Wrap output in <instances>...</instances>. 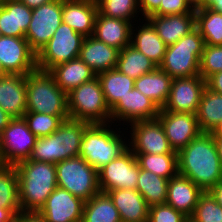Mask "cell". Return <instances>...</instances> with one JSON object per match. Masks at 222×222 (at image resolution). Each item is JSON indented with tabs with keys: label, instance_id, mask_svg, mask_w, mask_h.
Listing matches in <instances>:
<instances>
[{
	"label": "cell",
	"instance_id": "6da1fadb",
	"mask_svg": "<svg viewBox=\"0 0 222 222\" xmlns=\"http://www.w3.org/2000/svg\"><path fill=\"white\" fill-rule=\"evenodd\" d=\"M178 174L208 192L222 180V164L211 132H201L177 152Z\"/></svg>",
	"mask_w": 222,
	"mask_h": 222
},
{
	"label": "cell",
	"instance_id": "7a4b0ae2",
	"mask_svg": "<svg viewBox=\"0 0 222 222\" xmlns=\"http://www.w3.org/2000/svg\"><path fill=\"white\" fill-rule=\"evenodd\" d=\"M118 128L112 122L89 124L84 130L79 156L97 171L119 157L129 147L126 128Z\"/></svg>",
	"mask_w": 222,
	"mask_h": 222
},
{
	"label": "cell",
	"instance_id": "3957f363",
	"mask_svg": "<svg viewBox=\"0 0 222 222\" xmlns=\"http://www.w3.org/2000/svg\"><path fill=\"white\" fill-rule=\"evenodd\" d=\"M15 167L21 211L39 212L57 187L55 164L25 160Z\"/></svg>",
	"mask_w": 222,
	"mask_h": 222
},
{
	"label": "cell",
	"instance_id": "277c9868",
	"mask_svg": "<svg viewBox=\"0 0 222 222\" xmlns=\"http://www.w3.org/2000/svg\"><path fill=\"white\" fill-rule=\"evenodd\" d=\"M90 123L68 118L51 135L36 139L28 160L56 164L79 156L84 130Z\"/></svg>",
	"mask_w": 222,
	"mask_h": 222
},
{
	"label": "cell",
	"instance_id": "5b68a950",
	"mask_svg": "<svg viewBox=\"0 0 222 222\" xmlns=\"http://www.w3.org/2000/svg\"><path fill=\"white\" fill-rule=\"evenodd\" d=\"M26 111L69 118L67 93L48 71L36 69L26 75Z\"/></svg>",
	"mask_w": 222,
	"mask_h": 222
},
{
	"label": "cell",
	"instance_id": "8992f818",
	"mask_svg": "<svg viewBox=\"0 0 222 222\" xmlns=\"http://www.w3.org/2000/svg\"><path fill=\"white\" fill-rule=\"evenodd\" d=\"M204 47L205 41L195 27L175 44L167 46L159 68L172 78L200 75V59Z\"/></svg>",
	"mask_w": 222,
	"mask_h": 222
},
{
	"label": "cell",
	"instance_id": "52a82bcc",
	"mask_svg": "<svg viewBox=\"0 0 222 222\" xmlns=\"http://www.w3.org/2000/svg\"><path fill=\"white\" fill-rule=\"evenodd\" d=\"M69 118L93 123H110L109 109L102 86L96 77L67 94Z\"/></svg>",
	"mask_w": 222,
	"mask_h": 222
},
{
	"label": "cell",
	"instance_id": "ba28073f",
	"mask_svg": "<svg viewBox=\"0 0 222 222\" xmlns=\"http://www.w3.org/2000/svg\"><path fill=\"white\" fill-rule=\"evenodd\" d=\"M57 187L88 201L100 193L98 171L81 156L65 159L55 164Z\"/></svg>",
	"mask_w": 222,
	"mask_h": 222
},
{
	"label": "cell",
	"instance_id": "9c48e42d",
	"mask_svg": "<svg viewBox=\"0 0 222 222\" xmlns=\"http://www.w3.org/2000/svg\"><path fill=\"white\" fill-rule=\"evenodd\" d=\"M85 37L62 22L53 37L36 55L37 69L50 71L53 67L78 58Z\"/></svg>",
	"mask_w": 222,
	"mask_h": 222
},
{
	"label": "cell",
	"instance_id": "30bf717a",
	"mask_svg": "<svg viewBox=\"0 0 222 222\" xmlns=\"http://www.w3.org/2000/svg\"><path fill=\"white\" fill-rule=\"evenodd\" d=\"M37 137L30 131L24 118H13L0 134L2 165L16 166L28 160Z\"/></svg>",
	"mask_w": 222,
	"mask_h": 222
},
{
	"label": "cell",
	"instance_id": "8fae6325",
	"mask_svg": "<svg viewBox=\"0 0 222 222\" xmlns=\"http://www.w3.org/2000/svg\"><path fill=\"white\" fill-rule=\"evenodd\" d=\"M125 128L128 134V147L132 153H177L171 147L165 131L157 118L153 120L136 121Z\"/></svg>",
	"mask_w": 222,
	"mask_h": 222
},
{
	"label": "cell",
	"instance_id": "7c38bea8",
	"mask_svg": "<svg viewBox=\"0 0 222 222\" xmlns=\"http://www.w3.org/2000/svg\"><path fill=\"white\" fill-rule=\"evenodd\" d=\"M62 23V0H53L32 9L31 22L25 34L29 47L37 55Z\"/></svg>",
	"mask_w": 222,
	"mask_h": 222
},
{
	"label": "cell",
	"instance_id": "4fadbf2b",
	"mask_svg": "<svg viewBox=\"0 0 222 222\" xmlns=\"http://www.w3.org/2000/svg\"><path fill=\"white\" fill-rule=\"evenodd\" d=\"M139 168L136 156L128 148L98 171L100 191L136 189Z\"/></svg>",
	"mask_w": 222,
	"mask_h": 222
},
{
	"label": "cell",
	"instance_id": "5bb4252c",
	"mask_svg": "<svg viewBox=\"0 0 222 222\" xmlns=\"http://www.w3.org/2000/svg\"><path fill=\"white\" fill-rule=\"evenodd\" d=\"M205 87L206 80L201 75L173 78L168 100L162 110L197 114Z\"/></svg>",
	"mask_w": 222,
	"mask_h": 222
},
{
	"label": "cell",
	"instance_id": "9a60e30c",
	"mask_svg": "<svg viewBox=\"0 0 222 222\" xmlns=\"http://www.w3.org/2000/svg\"><path fill=\"white\" fill-rule=\"evenodd\" d=\"M159 112L156 103L134 87L111 109V122L124 128L136 121L156 119Z\"/></svg>",
	"mask_w": 222,
	"mask_h": 222
},
{
	"label": "cell",
	"instance_id": "2e32d148",
	"mask_svg": "<svg viewBox=\"0 0 222 222\" xmlns=\"http://www.w3.org/2000/svg\"><path fill=\"white\" fill-rule=\"evenodd\" d=\"M0 61L8 74L27 75L37 69L36 54L24 37H0Z\"/></svg>",
	"mask_w": 222,
	"mask_h": 222
},
{
	"label": "cell",
	"instance_id": "e0dca14e",
	"mask_svg": "<svg viewBox=\"0 0 222 222\" xmlns=\"http://www.w3.org/2000/svg\"><path fill=\"white\" fill-rule=\"evenodd\" d=\"M157 119L164 129L171 147L176 152L186 147L202 132L196 114L169 112L160 109Z\"/></svg>",
	"mask_w": 222,
	"mask_h": 222
},
{
	"label": "cell",
	"instance_id": "ac0fdd59",
	"mask_svg": "<svg viewBox=\"0 0 222 222\" xmlns=\"http://www.w3.org/2000/svg\"><path fill=\"white\" fill-rule=\"evenodd\" d=\"M84 202L68 190L56 187L39 213L47 222H81Z\"/></svg>",
	"mask_w": 222,
	"mask_h": 222
},
{
	"label": "cell",
	"instance_id": "d6986e66",
	"mask_svg": "<svg viewBox=\"0 0 222 222\" xmlns=\"http://www.w3.org/2000/svg\"><path fill=\"white\" fill-rule=\"evenodd\" d=\"M146 20L153 26L163 42L169 46L195 28V10L176 15H150Z\"/></svg>",
	"mask_w": 222,
	"mask_h": 222
},
{
	"label": "cell",
	"instance_id": "ffe728a7",
	"mask_svg": "<svg viewBox=\"0 0 222 222\" xmlns=\"http://www.w3.org/2000/svg\"><path fill=\"white\" fill-rule=\"evenodd\" d=\"M203 192L192 180L177 174L168 182L165 203L189 218Z\"/></svg>",
	"mask_w": 222,
	"mask_h": 222
},
{
	"label": "cell",
	"instance_id": "44dd1931",
	"mask_svg": "<svg viewBox=\"0 0 222 222\" xmlns=\"http://www.w3.org/2000/svg\"><path fill=\"white\" fill-rule=\"evenodd\" d=\"M98 6L88 0H62V22L84 37L93 36Z\"/></svg>",
	"mask_w": 222,
	"mask_h": 222
},
{
	"label": "cell",
	"instance_id": "7402d4cb",
	"mask_svg": "<svg viewBox=\"0 0 222 222\" xmlns=\"http://www.w3.org/2000/svg\"><path fill=\"white\" fill-rule=\"evenodd\" d=\"M0 107L13 118L26 113V75L8 74L0 78Z\"/></svg>",
	"mask_w": 222,
	"mask_h": 222
},
{
	"label": "cell",
	"instance_id": "603a6c76",
	"mask_svg": "<svg viewBox=\"0 0 222 222\" xmlns=\"http://www.w3.org/2000/svg\"><path fill=\"white\" fill-rule=\"evenodd\" d=\"M119 54V49L106 45L94 36H88L83 40L79 58L97 75L116 68Z\"/></svg>",
	"mask_w": 222,
	"mask_h": 222
},
{
	"label": "cell",
	"instance_id": "cb8c5ba5",
	"mask_svg": "<svg viewBox=\"0 0 222 222\" xmlns=\"http://www.w3.org/2000/svg\"><path fill=\"white\" fill-rule=\"evenodd\" d=\"M130 45L147 56L158 67L164 59L167 48V45L146 19L132 24Z\"/></svg>",
	"mask_w": 222,
	"mask_h": 222
},
{
	"label": "cell",
	"instance_id": "d4e9b609",
	"mask_svg": "<svg viewBox=\"0 0 222 222\" xmlns=\"http://www.w3.org/2000/svg\"><path fill=\"white\" fill-rule=\"evenodd\" d=\"M131 28L129 21L106 17L98 12L93 36L108 46L122 50L130 45Z\"/></svg>",
	"mask_w": 222,
	"mask_h": 222
},
{
	"label": "cell",
	"instance_id": "484cf974",
	"mask_svg": "<svg viewBox=\"0 0 222 222\" xmlns=\"http://www.w3.org/2000/svg\"><path fill=\"white\" fill-rule=\"evenodd\" d=\"M107 194L119 211L121 222L148 221L149 206L136 189H115Z\"/></svg>",
	"mask_w": 222,
	"mask_h": 222
},
{
	"label": "cell",
	"instance_id": "4316f807",
	"mask_svg": "<svg viewBox=\"0 0 222 222\" xmlns=\"http://www.w3.org/2000/svg\"><path fill=\"white\" fill-rule=\"evenodd\" d=\"M31 17L32 9L21 1L3 2L0 6V29L2 35L25 37Z\"/></svg>",
	"mask_w": 222,
	"mask_h": 222
},
{
	"label": "cell",
	"instance_id": "83f0119b",
	"mask_svg": "<svg viewBox=\"0 0 222 222\" xmlns=\"http://www.w3.org/2000/svg\"><path fill=\"white\" fill-rule=\"evenodd\" d=\"M49 73L67 94L83 83L97 77L96 73L79 57L53 67Z\"/></svg>",
	"mask_w": 222,
	"mask_h": 222
},
{
	"label": "cell",
	"instance_id": "f1b7e54d",
	"mask_svg": "<svg viewBox=\"0 0 222 222\" xmlns=\"http://www.w3.org/2000/svg\"><path fill=\"white\" fill-rule=\"evenodd\" d=\"M172 79L171 76L157 67L153 72L143 74L135 79L134 87L162 109L168 100Z\"/></svg>",
	"mask_w": 222,
	"mask_h": 222
},
{
	"label": "cell",
	"instance_id": "f546056e",
	"mask_svg": "<svg viewBox=\"0 0 222 222\" xmlns=\"http://www.w3.org/2000/svg\"><path fill=\"white\" fill-rule=\"evenodd\" d=\"M97 78L110 110L134 88L135 84V79L124 75L117 68L98 73Z\"/></svg>",
	"mask_w": 222,
	"mask_h": 222
},
{
	"label": "cell",
	"instance_id": "4dcf8cb0",
	"mask_svg": "<svg viewBox=\"0 0 222 222\" xmlns=\"http://www.w3.org/2000/svg\"><path fill=\"white\" fill-rule=\"evenodd\" d=\"M196 116L201 131L212 132L222 121V94L205 87Z\"/></svg>",
	"mask_w": 222,
	"mask_h": 222
},
{
	"label": "cell",
	"instance_id": "1f68e13d",
	"mask_svg": "<svg viewBox=\"0 0 222 222\" xmlns=\"http://www.w3.org/2000/svg\"><path fill=\"white\" fill-rule=\"evenodd\" d=\"M81 222H121V217L109 195L100 192L84 202Z\"/></svg>",
	"mask_w": 222,
	"mask_h": 222
},
{
	"label": "cell",
	"instance_id": "d6a6232c",
	"mask_svg": "<svg viewBox=\"0 0 222 222\" xmlns=\"http://www.w3.org/2000/svg\"><path fill=\"white\" fill-rule=\"evenodd\" d=\"M158 66L133 46L128 45L120 50L116 68L133 79L153 72Z\"/></svg>",
	"mask_w": 222,
	"mask_h": 222
},
{
	"label": "cell",
	"instance_id": "836d02e7",
	"mask_svg": "<svg viewBox=\"0 0 222 222\" xmlns=\"http://www.w3.org/2000/svg\"><path fill=\"white\" fill-rule=\"evenodd\" d=\"M169 180L139 168L136 190L144 197L147 205L164 204Z\"/></svg>",
	"mask_w": 222,
	"mask_h": 222
},
{
	"label": "cell",
	"instance_id": "e575fe53",
	"mask_svg": "<svg viewBox=\"0 0 222 222\" xmlns=\"http://www.w3.org/2000/svg\"><path fill=\"white\" fill-rule=\"evenodd\" d=\"M140 169L150 171L162 178L170 180L178 174L177 153L145 154L133 153Z\"/></svg>",
	"mask_w": 222,
	"mask_h": 222
},
{
	"label": "cell",
	"instance_id": "d590c367",
	"mask_svg": "<svg viewBox=\"0 0 222 222\" xmlns=\"http://www.w3.org/2000/svg\"><path fill=\"white\" fill-rule=\"evenodd\" d=\"M195 27L207 45H222V13L209 8L195 10Z\"/></svg>",
	"mask_w": 222,
	"mask_h": 222
},
{
	"label": "cell",
	"instance_id": "8d00e7d4",
	"mask_svg": "<svg viewBox=\"0 0 222 222\" xmlns=\"http://www.w3.org/2000/svg\"><path fill=\"white\" fill-rule=\"evenodd\" d=\"M97 6L98 12L106 17L122 19L132 24L143 19L139 9V0H102Z\"/></svg>",
	"mask_w": 222,
	"mask_h": 222
},
{
	"label": "cell",
	"instance_id": "74e56055",
	"mask_svg": "<svg viewBox=\"0 0 222 222\" xmlns=\"http://www.w3.org/2000/svg\"><path fill=\"white\" fill-rule=\"evenodd\" d=\"M0 207L20 209L16 167L0 166Z\"/></svg>",
	"mask_w": 222,
	"mask_h": 222
},
{
	"label": "cell",
	"instance_id": "f35d334b",
	"mask_svg": "<svg viewBox=\"0 0 222 222\" xmlns=\"http://www.w3.org/2000/svg\"><path fill=\"white\" fill-rule=\"evenodd\" d=\"M30 131L37 137H46L55 132L64 121L60 116L26 111L23 115Z\"/></svg>",
	"mask_w": 222,
	"mask_h": 222
},
{
	"label": "cell",
	"instance_id": "ab89813d",
	"mask_svg": "<svg viewBox=\"0 0 222 222\" xmlns=\"http://www.w3.org/2000/svg\"><path fill=\"white\" fill-rule=\"evenodd\" d=\"M189 219L193 222H222V206L209 192H203Z\"/></svg>",
	"mask_w": 222,
	"mask_h": 222
},
{
	"label": "cell",
	"instance_id": "60d3db41",
	"mask_svg": "<svg viewBox=\"0 0 222 222\" xmlns=\"http://www.w3.org/2000/svg\"><path fill=\"white\" fill-rule=\"evenodd\" d=\"M219 71H222V45L205 44L200 59L199 74L206 80Z\"/></svg>",
	"mask_w": 222,
	"mask_h": 222
},
{
	"label": "cell",
	"instance_id": "b9f144b4",
	"mask_svg": "<svg viewBox=\"0 0 222 222\" xmlns=\"http://www.w3.org/2000/svg\"><path fill=\"white\" fill-rule=\"evenodd\" d=\"M187 219L182 212L164 203L149 207L147 222H185Z\"/></svg>",
	"mask_w": 222,
	"mask_h": 222
},
{
	"label": "cell",
	"instance_id": "7bdbcfd3",
	"mask_svg": "<svg viewBox=\"0 0 222 222\" xmlns=\"http://www.w3.org/2000/svg\"><path fill=\"white\" fill-rule=\"evenodd\" d=\"M192 11L185 0H162L160 7L152 15H176Z\"/></svg>",
	"mask_w": 222,
	"mask_h": 222
},
{
	"label": "cell",
	"instance_id": "ee69618b",
	"mask_svg": "<svg viewBox=\"0 0 222 222\" xmlns=\"http://www.w3.org/2000/svg\"><path fill=\"white\" fill-rule=\"evenodd\" d=\"M162 0H139V9L142 18L146 19L152 15L161 4Z\"/></svg>",
	"mask_w": 222,
	"mask_h": 222
},
{
	"label": "cell",
	"instance_id": "f6af8a7d",
	"mask_svg": "<svg viewBox=\"0 0 222 222\" xmlns=\"http://www.w3.org/2000/svg\"><path fill=\"white\" fill-rule=\"evenodd\" d=\"M14 222H47L39 212L19 211Z\"/></svg>",
	"mask_w": 222,
	"mask_h": 222
},
{
	"label": "cell",
	"instance_id": "bcb514c9",
	"mask_svg": "<svg viewBox=\"0 0 222 222\" xmlns=\"http://www.w3.org/2000/svg\"><path fill=\"white\" fill-rule=\"evenodd\" d=\"M206 87L215 93L222 94V71L210 75L206 79Z\"/></svg>",
	"mask_w": 222,
	"mask_h": 222
},
{
	"label": "cell",
	"instance_id": "7dc6e473",
	"mask_svg": "<svg viewBox=\"0 0 222 222\" xmlns=\"http://www.w3.org/2000/svg\"><path fill=\"white\" fill-rule=\"evenodd\" d=\"M21 209H8L0 207V222H14L16 214Z\"/></svg>",
	"mask_w": 222,
	"mask_h": 222
},
{
	"label": "cell",
	"instance_id": "c3c4849f",
	"mask_svg": "<svg viewBox=\"0 0 222 222\" xmlns=\"http://www.w3.org/2000/svg\"><path fill=\"white\" fill-rule=\"evenodd\" d=\"M215 201L222 206V180L208 191Z\"/></svg>",
	"mask_w": 222,
	"mask_h": 222
},
{
	"label": "cell",
	"instance_id": "681fc988",
	"mask_svg": "<svg viewBox=\"0 0 222 222\" xmlns=\"http://www.w3.org/2000/svg\"><path fill=\"white\" fill-rule=\"evenodd\" d=\"M13 119L12 116H10L8 113L3 111L0 107V134L3 132V130L8 126L10 121Z\"/></svg>",
	"mask_w": 222,
	"mask_h": 222
},
{
	"label": "cell",
	"instance_id": "f907efd6",
	"mask_svg": "<svg viewBox=\"0 0 222 222\" xmlns=\"http://www.w3.org/2000/svg\"><path fill=\"white\" fill-rule=\"evenodd\" d=\"M53 0H21L22 3H24L28 8H37L40 7L43 4L49 3Z\"/></svg>",
	"mask_w": 222,
	"mask_h": 222
},
{
	"label": "cell",
	"instance_id": "816d5d0a",
	"mask_svg": "<svg viewBox=\"0 0 222 222\" xmlns=\"http://www.w3.org/2000/svg\"><path fill=\"white\" fill-rule=\"evenodd\" d=\"M185 1L193 10L203 8V0H185Z\"/></svg>",
	"mask_w": 222,
	"mask_h": 222
},
{
	"label": "cell",
	"instance_id": "f5cc1de1",
	"mask_svg": "<svg viewBox=\"0 0 222 222\" xmlns=\"http://www.w3.org/2000/svg\"><path fill=\"white\" fill-rule=\"evenodd\" d=\"M214 140L216 142L219 158L222 164V137H214Z\"/></svg>",
	"mask_w": 222,
	"mask_h": 222
},
{
	"label": "cell",
	"instance_id": "db71d44e",
	"mask_svg": "<svg viewBox=\"0 0 222 222\" xmlns=\"http://www.w3.org/2000/svg\"><path fill=\"white\" fill-rule=\"evenodd\" d=\"M211 134L213 135V137H222V121L216 126Z\"/></svg>",
	"mask_w": 222,
	"mask_h": 222
},
{
	"label": "cell",
	"instance_id": "11a10c76",
	"mask_svg": "<svg viewBox=\"0 0 222 222\" xmlns=\"http://www.w3.org/2000/svg\"><path fill=\"white\" fill-rule=\"evenodd\" d=\"M210 9L218 13H222V0L216 2Z\"/></svg>",
	"mask_w": 222,
	"mask_h": 222
},
{
	"label": "cell",
	"instance_id": "9f6ffc18",
	"mask_svg": "<svg viewBox=\"0 0 222 222\" xmlns=\"http://www.w3.org/2000/svg\"><path fill=\"white\" fill-rule=\"evenodd\" d=\"M219 0H203V8H211Z\"/></svg>",
	"mask_w": 222,
	"mask_h": 222
},
{
	"label": "cell",
	"instance_id": "6f0895ef",
	"mask_svg": "<svg viewBox=\"0 0 222 222\" xmlns=\"http://www.w3.org/2000/svg\"><path fill=\"white\" fill-rule=\"evenodd\" d=\"M6 75H8V73L5 71L0 61V78L5 77Z\"/></svg>",
	"mask_w": 222,
	"mask_h": 222
},
{
	"label": "cell",
	"instance_id": "680465c9",
	"mask_svg": "<svg viewBox=\"0 0 222 222\" xmlns=\"http://www.w3.org/2000/svg\"><path fill=\"white\" fill-rule=\"evenodd\" d=\"M88 1H90L91 3H93V4H98L99 2H101L102 0H88Z\"/></svg>",
	"mask_w": 222,
	"mask_h": 222
},
{
	"label": "cell",
	"instance_id": "91938a15",
	"mask_svg": "<svg viewBox=\"0 0 222 222\" xmlns=\"http://www.w3.org/2000/svg\"><path fill=\"white\" fill-rule=\"evenodd\" d=\"M10 1H21V0H4V2H10Z\"/></svg>",
	"mask_w": 222,
	"mask_h": 222
},
{
	"label": "cell",
	"instance_id": "94428289",
	"mask_svg": "<svg viewBox=\"0 0 222 222\" xmlns=\"http://www.w3.org/2000/svg\"><path fill=\"white\" fill-rule=\"evenodd\" d=\"M185 222H193V221L188 218Z\"/></svg>",
	"mask_w": 222,
	"mask_h": 222
},
{
	"label": "cell",
	"instance_id": "6125c7cd",
	"mask_svg": "<svg viewBox=\"0 0 222 222\" xmlns=\"http://www.w3.org/2000/svg\"><path fill=\"white\" fill-rule=\"evenodd\" d=\"M3 2H4V0H0V6L2 5Z\"/></svg>",
	"mask_w": 222,
	"mask_h": 222
}]
</instances>
